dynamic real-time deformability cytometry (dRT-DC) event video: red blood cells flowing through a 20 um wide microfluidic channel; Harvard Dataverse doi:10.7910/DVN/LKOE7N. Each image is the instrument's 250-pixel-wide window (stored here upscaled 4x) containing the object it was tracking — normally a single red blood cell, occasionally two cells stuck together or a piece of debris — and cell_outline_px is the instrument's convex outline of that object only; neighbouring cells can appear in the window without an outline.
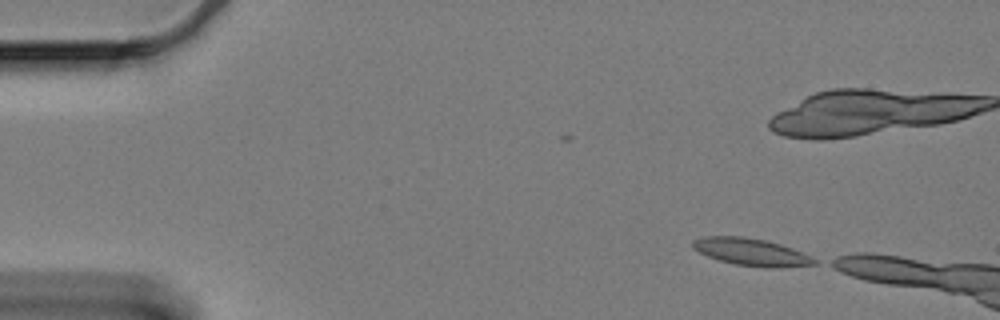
{"species": "Egyptian fruit bat (a non-hibernating species)", "species_latin": "Rousettus aegyptiacus", "temperature_condition": "cold", "stored_images_in_passage": 10, "camera_frame_rate_fps": 3000, "um_per_image_px": 0.085, "animal": {"sex": "female"}, "frame": {"image": 1, "passage_image": 1, "time_ms": 0.0, "image_size_px": [1000, 320], "cell_outline_px": [[820, 264], [772, 268], [764, 268], [736, 264], [720, 260], [708, 256], [692, 248], [692, 240], [704, 236], [740, 236], [764, 240], [780, 244], [792, 248], [812, 256], [820, 260]], "centroid_in_image_um": [63.91, 21.43], "position_along_channel_um": 21.1, "area_um2": 19.42}}